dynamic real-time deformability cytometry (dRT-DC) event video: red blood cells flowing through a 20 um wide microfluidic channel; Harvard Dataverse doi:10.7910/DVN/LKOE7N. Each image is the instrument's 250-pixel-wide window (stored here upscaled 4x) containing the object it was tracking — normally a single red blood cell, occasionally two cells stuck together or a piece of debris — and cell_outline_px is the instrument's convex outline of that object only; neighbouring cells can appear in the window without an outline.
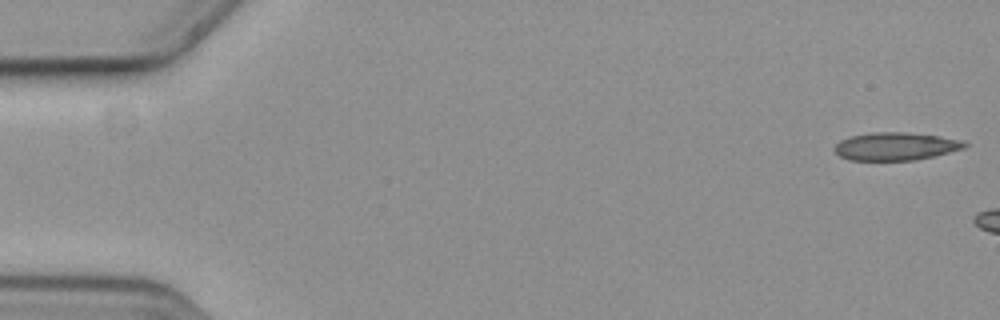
{"species": "common noctule bat (a hibernating species)", "species_latin": "Nyctalus noctula", "temperature_condition": "cold", "stored_images_in_passage": 4, "camera_frame_rate_fps": 3000, "um_per_image_px": 0.085, "animal": {"sex": "female", "body_mass_g": 19.3, "forearm_length_mm": 54.1}, "frame": {"image": 1, "passage_image": 1, "time_ms": 0.0, "image_size_px": [1000, 320], "cell_outline_px": [[968, 144], [964, 148], [916, 160], [848, 160], [840, 156], [832, 148], [840, 140], [848, 136], [872, 132], [904, 132], [940, 136], [964, 140]], "centroid_in_image_um": [76.1, 12.43], "position_along_channel_um": 8.9, "area_um2": 21.21}}